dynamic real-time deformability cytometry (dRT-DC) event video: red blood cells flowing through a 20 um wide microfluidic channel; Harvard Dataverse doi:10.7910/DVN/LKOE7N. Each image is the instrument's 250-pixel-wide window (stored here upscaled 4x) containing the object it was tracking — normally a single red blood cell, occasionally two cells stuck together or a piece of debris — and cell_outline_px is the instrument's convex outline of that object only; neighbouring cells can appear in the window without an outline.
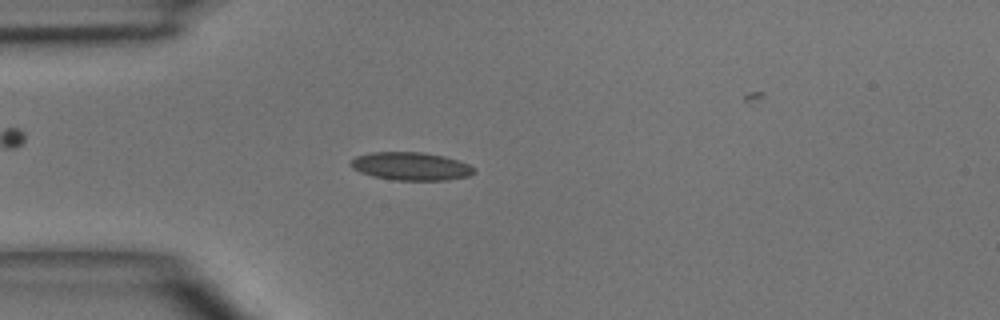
{"species": "common noctule bat (a hibernating species)", "species_latin": "Nyctalus noctula", "temperature_condition": "room temperature", "stored_images_in_passage": 4, "camera_frame_rate_fps": 3000, "um_per_image_px": 0.085, "animal": {"sex": "male", "body_mass_g": 15.6}, "frame": {"image": 1, "passage_image": 3, "time_ms": 2.333, "image_size_px": [1000, 320], "cell_outline_px": [[476, 172], [468, 176], [444, 180], [396, 180], [372, 176], [360, 172], [352, 168], [348, 164], [356, 156], [372, 152], [424, 152], [444, 156], [468, 164], [476, 168]], "centroid_in_image_um": [34.92, 14.13], "position_along_channel_um": 50.1, "area_um2": 20.17}}